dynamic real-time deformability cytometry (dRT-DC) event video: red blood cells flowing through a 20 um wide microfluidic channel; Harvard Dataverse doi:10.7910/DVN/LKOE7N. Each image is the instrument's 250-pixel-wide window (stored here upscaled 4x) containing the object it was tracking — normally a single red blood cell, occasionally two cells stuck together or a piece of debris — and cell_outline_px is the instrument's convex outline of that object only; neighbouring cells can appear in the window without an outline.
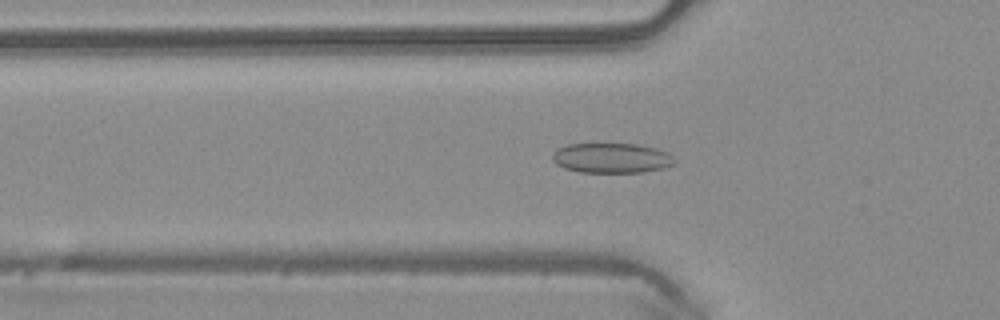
{"species": "common noctule bat (a hibernating species)", "species_latin": "Nyctalus noctula", "temperature_condition": "warm", "stored_images_in_passage": 50, "camera_frame_rate_fps": 3000, "um_per_image_px": 0.085, "animal": {"sex": "male", "body_mass_g": 20.4}, "frame": {"image": 1, "passage_image": 17, "time_ms": 5.333, "image_size_px": [1000, 320], "cell_outline_px": [[676, 164], [664, 168], [644, 172], [580, 172], [564, 168], [556, 164], [552, 160], [552, 156], [556, 148], [568, 144], [636, 144], [656, 148], [668, 152], [676, 160]], "centroid_in_image_um": [52.0, 13.43], "position_along_channel_um": 73.8, "area_um2": 21.5}}
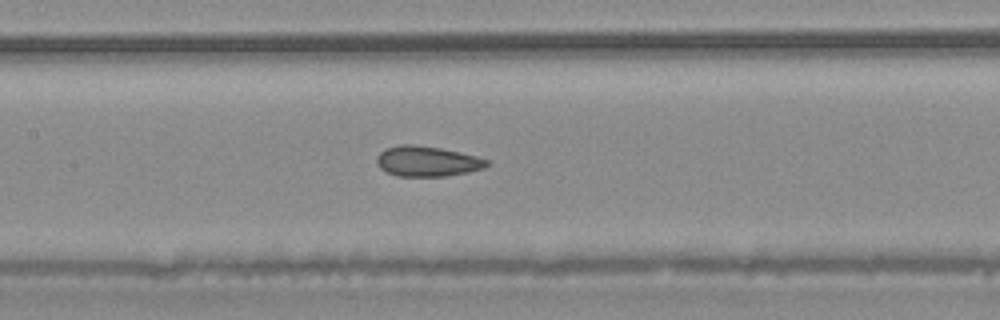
{"frame": {"image": 2, "passage_image": 24, "time_ms": 7.667, "image_size_px": [1000, 320], "cell_outline_px": [[488, 164], [484, 168], [468, 172], [444, 176], [396, 176], [380, 168], [376, 164], [376, 156], [384, 148], [400, 144], [416, 144], [440, 148], [476, 156], [488, 160]], "centroid_in_image_um": [36.26, 13.7], "position_along_channel_um": 171.1, "area_um2": 19.48}}
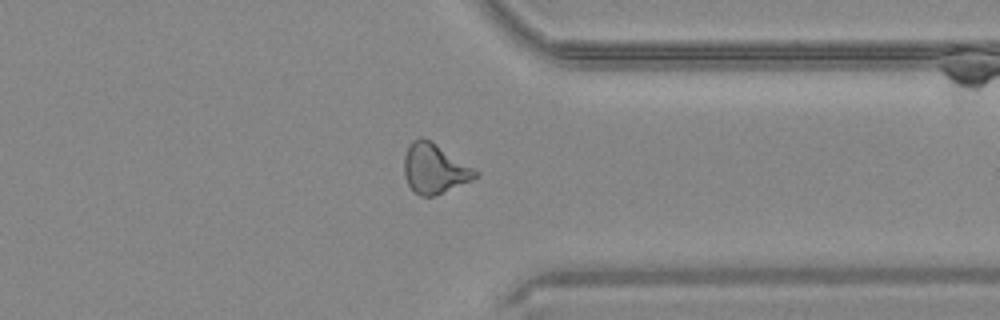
{"frame": {"image": 3, "passage_image": 39, "time_ms": 12.667, "image_size_px": [1000, 320], "cell_outline_px": [[480, 176], [472, 180], [432, 196], [420, 196], [408, 184], [404, 172], [404, 156], [412, 140], [428, 140], [480, 172]], "centroid_in_image_um": [36.94, 14.37], "position_along_channel_um": 374.5, "area_um2": 19.88}, "authors_computed_cell_mechanics": {"area_um2": 20.2589, "velocity_mm_per_s": 4.1336, "shape_relaxation_time_tau1_ms": null, "shape_relaxation_time_tau2_ms": 2.178, "deformation_change_tau1": null, "deformation_change_tau2": 0.1026}}